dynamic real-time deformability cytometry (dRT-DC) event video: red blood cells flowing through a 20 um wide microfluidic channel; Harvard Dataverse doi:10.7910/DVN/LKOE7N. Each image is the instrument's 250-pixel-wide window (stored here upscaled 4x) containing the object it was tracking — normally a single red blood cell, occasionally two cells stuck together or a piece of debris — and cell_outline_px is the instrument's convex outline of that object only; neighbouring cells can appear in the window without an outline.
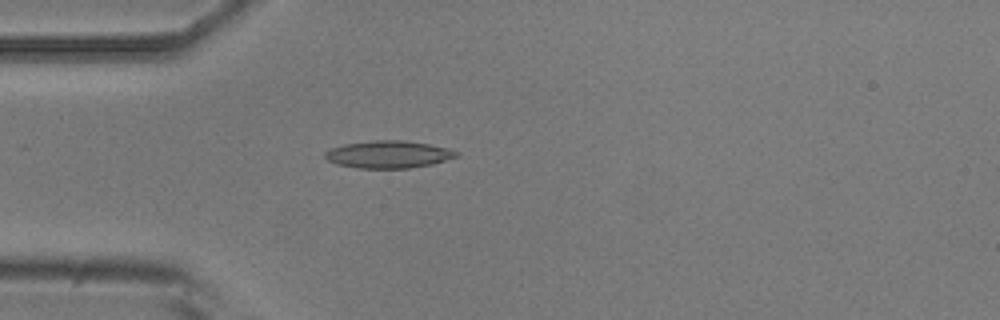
{"species": "common noctule bat (a hibernating species)", "species_latin": "Nyctalus noctula", "temperature_condition": "room temperature", "stored_images_in_passage": 3, "camera_frame_rate_fps": 3000, "um_per_image_px": 0.085, "animal": {"sex": "male", "body_mass_g": 20.5, "forearm_length_mm": 52.5}, "frame": {"image": 1, "passage_image": 3, "time_ms": 2.333, "image_size_px": [1000, 320], "cell_outline_px": [[460, 156], [432, 164], [408, 168], [356, 168], [336, 164], [328, 160], [324, 156], [324, 152], [332, 148], [344, 144], [376, 140], [400, 140], [428, 144], [460, 152]], "centroid_in_image_um": [33.01, 13.13], "position_along_channel_um": 52.0, "area_um2": 20.81}}